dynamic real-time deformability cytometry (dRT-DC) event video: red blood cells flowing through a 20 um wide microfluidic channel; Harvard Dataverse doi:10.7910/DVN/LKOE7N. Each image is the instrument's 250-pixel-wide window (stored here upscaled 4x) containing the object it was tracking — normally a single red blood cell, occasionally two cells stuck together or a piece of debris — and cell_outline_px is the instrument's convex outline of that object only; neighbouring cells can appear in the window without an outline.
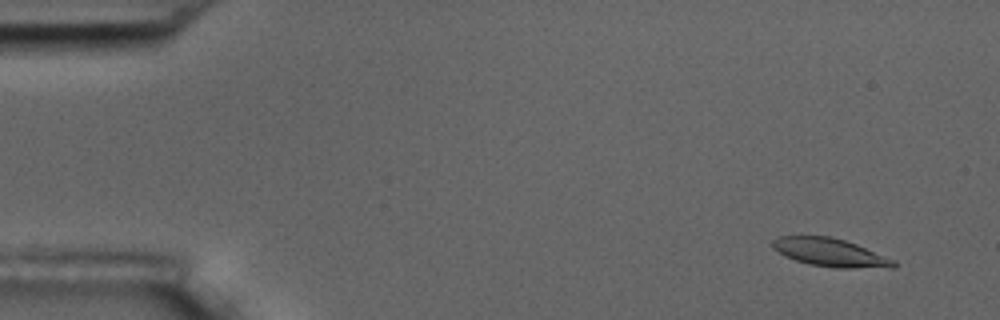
{"species": "common noctule bat (a hibernating species)", "species_latin": "Nyctalus noctula", "temperature_condition": "room temperature", "stored_images_in_passage": 9, "camera_frame_rate_fps": 3000, "um_per_image_px": 0.085, "animal": {"sex": "male", "body_mass_g": 17.5, "forearm_length_mm": 52.3}, "frame": {"image": 1, "passage_image": 2, "time_ms": 1.0, "image_size_px": [1000, 320], "cell_outline_px": [[896, 268], [836, 268], [812, 264], [796, 260], [784, 256], [772, 248], [772, 240], [780, 236], [832, 236], [856, 244], [896, 260]], "centroid_in_image_um": [70.59, 21.46], "position_along_channel_um": 14.4, "area_um2": 19.94}}
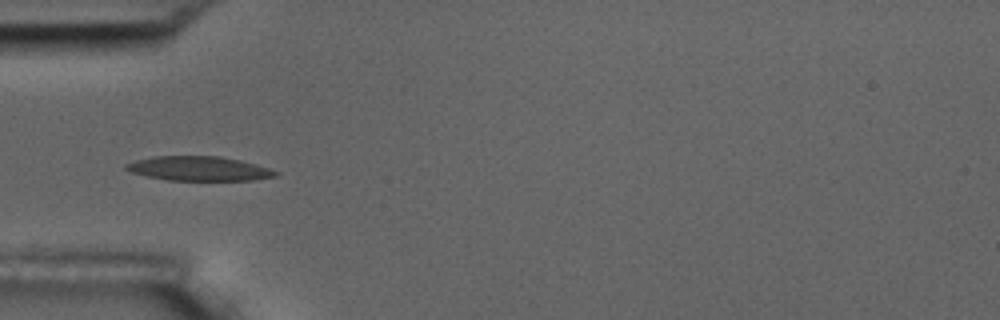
{"frame": {"image": 2, "passage_image": 6, "time_ms": 5.667, "image_size_px": [1000, 320], "cell_outline_px": [[280, 172], [276, 176], [252, 180], [168, 180], [148, 176], [132, 172], [124, 168], [124, 164], [136, 160], [156, 156], [220, 156], [240, 160], [256, 164]], "centroid_in_image_um": [16.92, 14.32], "position_along_channel_um": 68.1, "area_um2": 21.1}}
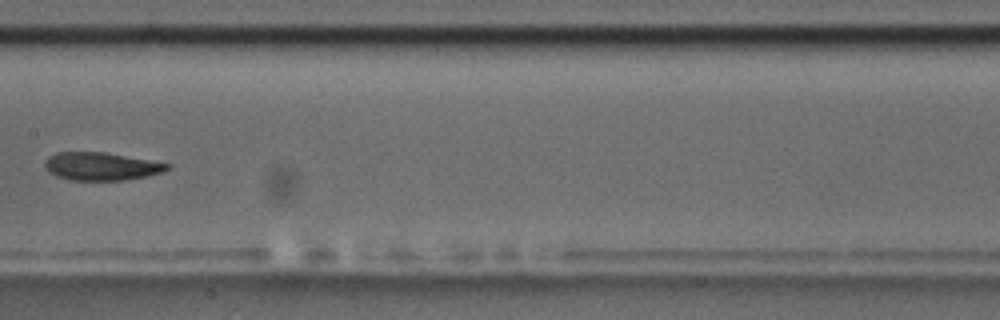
{"frame": {"image": 3, "passage_image": 9, "time_ms": 9.333, "image_size_px": [1000, 320], "cell_outline_px": [[172, 164], [164, 172], [148, 176], [124, 180], [68, 180], [56, 176], [48, 172], [44, 164], [44, 160], [48, 156], [56, 152], [104, 152]], "centroid_in_image_um": [8.58, 14.14], "position_along_channel_um": 198.8, "area_um2": 20.06}}